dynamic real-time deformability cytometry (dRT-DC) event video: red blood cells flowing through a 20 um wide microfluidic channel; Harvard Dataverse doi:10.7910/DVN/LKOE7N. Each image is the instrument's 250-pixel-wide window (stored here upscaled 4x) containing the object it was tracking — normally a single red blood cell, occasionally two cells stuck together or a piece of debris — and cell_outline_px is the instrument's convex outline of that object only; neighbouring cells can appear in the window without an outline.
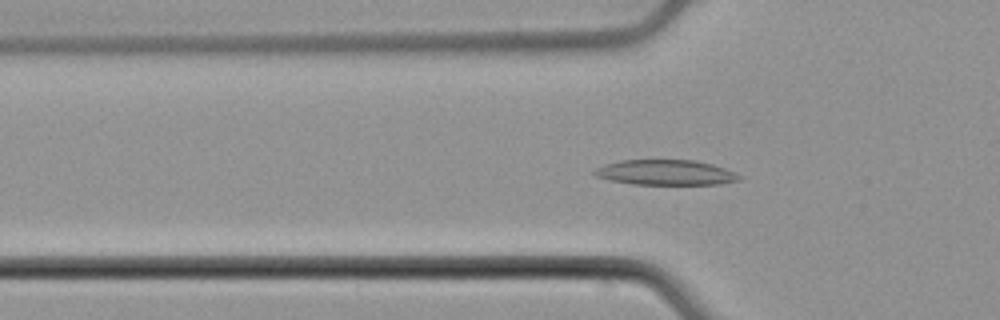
{"species": "common noctule bat (a hibernating species)", "species_latin": "Nyctalus noctula", "temperature_condition": "cold", "stored_images_in_passage": 54, "camera_frame_rate_fps": 3000, "um_per_image_px": 0.085, "animal": {"sex": "male", "body_mass_g": 21.5, "forearm_length_mm": 52.0}, "frame": {"image": 1, "passage_image": 18, "time_ms": 5.667, "image_size_px": [1000, 320], "cell_outline_px": [[744, 176], [740, 180], [720, 184], [632, 184], [608, 180], [596, 176], [592, 172], [596, 168], [604, 164], [620, 160], [696, 160], [712, 164], [724, 168]], "centroid_in_image_um": [56.58, 14.66], "position_along_channel_um": 69.2, "area_um2": 21.39}}
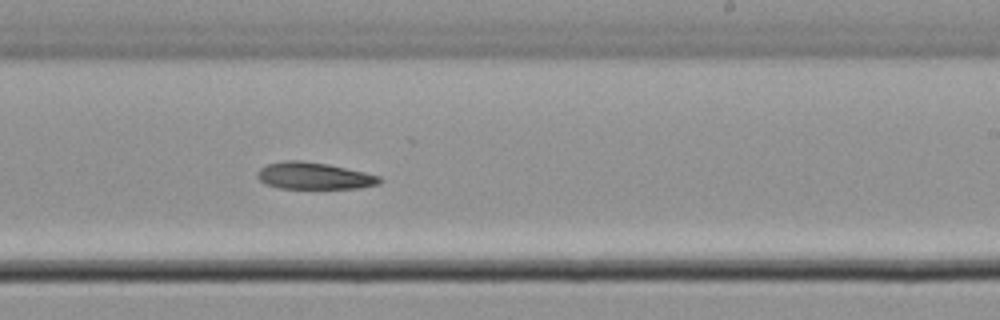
{"frame": {"image": 2, "passage_image": 33, "time_ms": 10.667, "image_size_px": [1000, 320], "cell_outline_px": [[384, 180], [380, 184], [360, 188], [280, 188], [264, 184], [256, 176], [256, 172], [260, 168], [268, 164], [284, 160], [300, 160], [328, 164], [364, 172], [380, 176]], "centroid_in_image_um": [26.69, 14.95], "position_along_channel_um": 262.3, "area_um2": 19.25}}
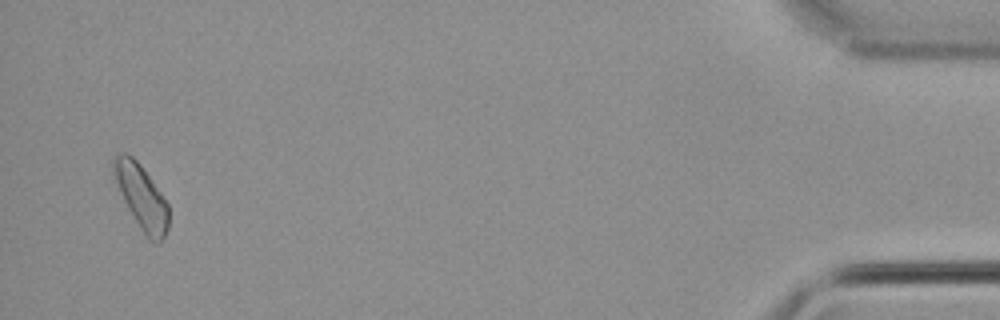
{"frame": {"image": 3, "passage_image": 52, "time_ms": 17.0, "image_size_px": [1000, 320], "cell_outline_px": [[168, 228], [160, 244], [152, 244], [148, 240], [128, 208], [112, 176], [112, 160], [116, 152], [124, 152], [132, 156], [140, 164], [160, 192], [168, 204]], "centroid_in_image_um": [12.0, 16.73], "position_along_channel_um": 423.2, "area_um2": 20.69}, "authors_computed_cell_mechanics": {"area_um2": 20.2589, "velocity_mm_per_s": 3.8918, "shape_relaxation_time_tau1_ms": 4.075, "shape_relaxation_time_tau2_ms": 5.6069, "deformation_change_tau1": 0.085, "deformation_change_tau2": 0.1461}}